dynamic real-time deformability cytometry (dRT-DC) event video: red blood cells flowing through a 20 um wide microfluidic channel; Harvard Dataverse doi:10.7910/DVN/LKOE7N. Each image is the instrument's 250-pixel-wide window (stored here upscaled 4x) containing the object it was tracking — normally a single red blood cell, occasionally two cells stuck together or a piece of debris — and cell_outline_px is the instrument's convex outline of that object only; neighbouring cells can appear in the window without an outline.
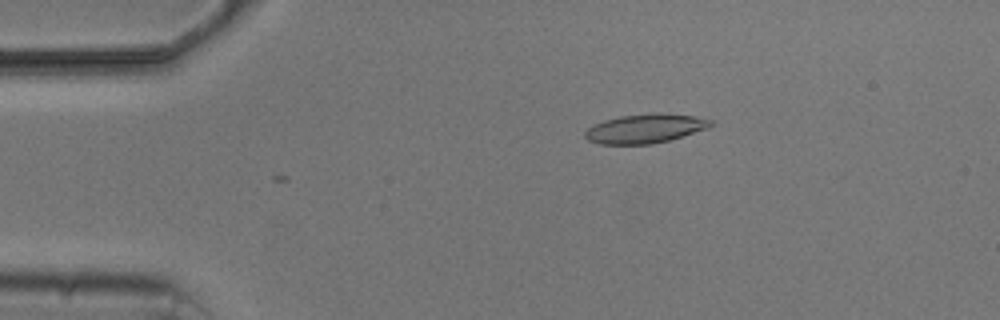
{"species": "common noctule bat (a hibernating species)", "species_latin": "Nyctalus noctula", "temperature_condition": "cold", "stored_images_in_passage": 4, "camera_frame_rate_fps": 3000, "um_per_image_px": 0.085, "animal": {"sex": "male", "body_mass_g": 20.5, "forearm_length_mm": 52.5}, "frame": {"image": 1, "passage_image": 3, "time_ms": 2.333, "image_size_px": [1000, 320], "cell_outline_px": [[716, 124], [708, 128], [668, 140], [652, 144], [600, 144], [588, 140], [584, 136], [584, 132], [588, 128], [604, 120], [620, 116], [696, 116], [712, 120]], "centroid_in_image_um": [54.81, 10.98], "position_along_channel_um": 30.2, "area_um2": 20.23}}